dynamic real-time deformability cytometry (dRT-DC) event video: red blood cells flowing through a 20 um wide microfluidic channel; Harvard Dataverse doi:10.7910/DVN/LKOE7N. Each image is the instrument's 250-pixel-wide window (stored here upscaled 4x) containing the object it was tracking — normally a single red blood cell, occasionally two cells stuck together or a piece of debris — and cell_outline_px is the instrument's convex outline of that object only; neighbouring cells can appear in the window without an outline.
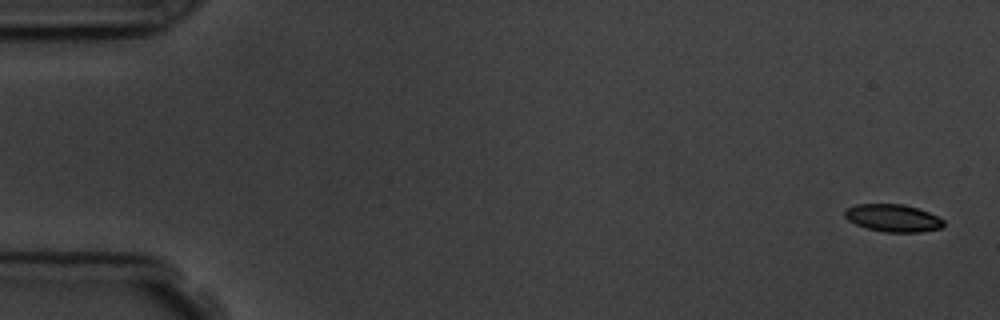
{"species": "common noctule bat (a hibernating species)", "species_latin": "Nyctalus noctula", "temperature_condition": "room temperature", "stored_images_in_passage": 5, "camera_frame_rate_fps": 3000, "um_per_image_px": 0.085, "animal": {"sex": "male", "body_mass_g": 19.5, "forearm_length_mm": 54.6}, "frame": {"image": 1, "passage_image": 1, "time_ms": 0.0, "image_size_px": [1000, 320], "cell_outline_px": [[944, 224], [940, 228], [920, 232], [884, 232], [868, 228], [856, 224], [848, 220], [844, 216], [844, 212], [848, 208], [856, 204], [904, 204], [928, 212], [944, 220]], "centroid_in_image_um": [75.89, 18.53], "position_along_channel_um": 9.1, "area_um2": 15.66}}
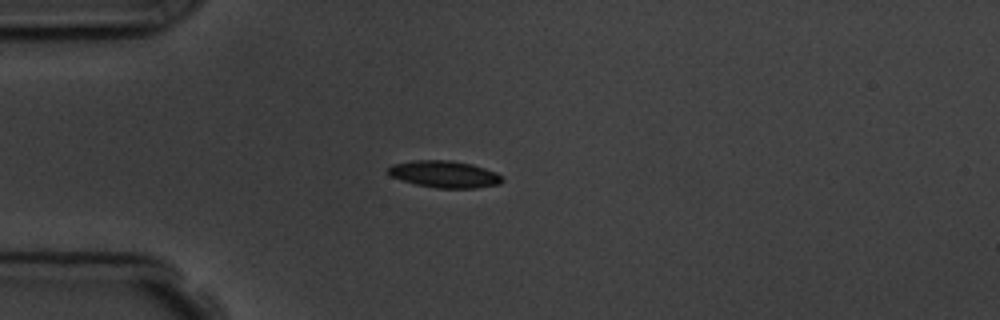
{"frame": {"image": 2, "passage_image": 5, "time_ms": 4.333, "image_size_px": [1000, 320], "cell_outline_px": [[504, 180], [500, 184], [476, 188], [436, 188], [416, 184], [392, 176], [388, 172], [388, 168], [392, 164], [412, 160], [452, 160], [472, 164], [496, 172]], "centroid_in_image_um": [37.8, 14.8], "position_along_channel_um": 47.2, "area_um2": 17.8}}